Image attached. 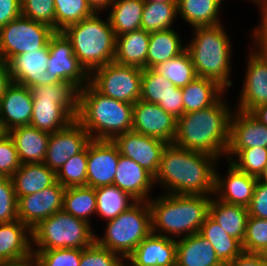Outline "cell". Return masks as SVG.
<instances>
[{"label": "cell", "instance_id": "cell-54", "mask_svg": "<svg viewBox=\"0 0 267 266\" xmlns=\"http://www.w3.org/2000/svg\"><path fill=\"white\" fill-rule=\"evenodd\" d=\"M227 266H267V262L258 253L243 251Z\"/></svg>", "mask_w": 267, "mask_h": 266}, {"label": "cell", "instance_id": "cell-26", "mask_svg": "<svg viewBox=\"0 0 267 266\" xmlns=\"http://www.w3.org/2000/svg\"><path fill=\"white\" fill-rule=\"evenodd\" d=\"M176 244V266H225L212 244L199 233L176 239Z\"/></svg>", "mask_w": 267, "mask_h": 266}, {"label": "cell", "instance_id": "cell-19", "mask_svg": "<svg viewBox=\"0 0 267 266\" xmlns=\"http://www.w3.org/2000/svg\"><path fill=\"white\" fill-rule=\"evenodd\" d=\"M120 157L112 140H91L87 145V186L113 185Z\"/></svg>", "mask_w": 267, "mask_h": 266}, {"label": "cell", "instance_id": "cell-7", "mask_svg": "<svg viewBox=\"0 0 267 266\" xmlns=\"http://www.w3.org/2000/svg\"><path fill=\"white\" fill-rule=\"evenodd\" d=\"M33 113L30 126L54 133L67 127L78 114V90L68 82L30 87Z\"/></svg>", "mask_w": 267, "mask_h": 266}, {"label": "cell", "instance_id": "cell-55", "mask_svg": "<svg viewBox=\"0 0 267 266\" xmlns=\"http://www.w3.org/2000/svg\"><path fill=\"white\" fill-rule=\"evenodd\" d=\"M12 79L9 74L8 63L0 55V99L4 95L7 88L12 84Z\"/></svg>", "mask_w": 267, "mask_h": 266}, {"label": "cell", "instance_id": "cell-21", "mask_svg": "<svg viewBox=\"0 0 267 266\" xmlns=\"http://www.w3.org/2000/svg\"><path fill=\"white\" fill-rule=\"evenodd\" d=\"M32 113L30 88L12 82L0 99V121L4 131L30 125Z\"/></svg>", "mask_w": 267, "mask_h": 266}, {"label": "cell", "instance_id": "cell-37", "mask_svg": "<svg viewBox=\"0 0 267 266\" xmlns=\"http://www.w3.org/2000/svg\"><path fill=\"white\" fill-rule=\"evenodd\" d=\"M96 207L95 188L79 186L65 189L62 208L64 212L82 219L93 226V219L96 217Z\"/></svg>", "mask_w": 267, "mask_h": 266}, {"label": "cell", "instance_id": "cell-64", "mask_svg": "<svg viewBox=\"0 0 267 266\" xmlns=\"http://www.w3.org/2000/svg\"><path fill=\"white\" fill-rule=\"evenodd\" d=\"M6 132L4 131L2 125H1V121H0V137L5 134Z\"/></svg>", "mask_w": 267, "mask_h": 266}, {"label": "cell", "instance_id": "cell-1", "mask_svg": "<svg viewBox=\"0 0 267 266\" xmlns=\"http://www.w3.org/2000/svg\"><path fill=\"white\" fill-rule=\"evenodd\" d=\"M219 161L212 154L167 143L154 177L155 187L162 189L164 194L213 196L215 169Z\"/></svg>", "mask_w": 267, "mask_h": 266}, {"label": "cell", "instance_id": "cell-44", "mask_svg": "<svg viewBox=\"0 0 267 266\" xmlns=\"http://www.w3.org/2000/svg\"><path fill=\"white\" fill-rule=\"evenodd\" d=\"M83 249L32 250L39 266H79Z\"/></svg>", "mask_w": 267, "mask_h": 266}, {"label": "cell", "instance_id": "cell-38", "mask_svg": "<svg viewBox=\"0 0 267 266\" xmlns=\"http://www.w3.org/2000/svg\"><path fill=\"white\" fill-rule=\"evenodd\" d=\"M177 21V2L144 3L141 29L146 32L151 33L176 28L178 27L175 24Z\"/></svg>", "mask_w": 267, "mask_h": 266}, {"label": "cell", "instance_id": "cell-58", "mask_svg": "<svg viewBox=\"0 0 267 266\" xmlns=\"http://www.w3.org/2000/svg\"><path fill=\"white\" fill-rule=\"evenodd\" d=\"M251 114L267 127V104L257 107Z\"/></svg>", "mask_w": 267, "mask_h": 266}, {"label": "cell", "instance_id": "cell-27", "mask_svg": "<svg viewBox=\"0 0 267 266\" xmlns=\"http://www.w3.org/2000/svg\"><path fill=\"white\" fill-rule=\"evenodd\" d=\"M7 133L15 143L21 164L44 162L50 133L30 125L13 128Z\"/></svg>", "mask_w": 267, "mask_h": 266}, {"label": "cell", "instance_id": "cell-61", "mask_svg": "<svg viewBox=\"0 0 267 266\" xmlns=\"http://www.w3.org/2000/svg\"><path fill=\"white\" fill-rule=\"evenodd\" d=\"M258 254L267 262V245L264 246Z\"/></svg>", "mask_w": 267, "mask_h": 266}, {"label": "cell", "instance_id": "cell-62", "mask_svg": "<svg viewBox=\"0 0 267 266\" xmlns=\"http://www.w3.org/2000/svg\"><path fill=\"white\" fill-rule=\"evenodd\" d=\"M145 2L161 3V2H178V0H142Z\"/></svg>", "mask_w": 267, "mask_h": 266}, {"label": "cell", "instance_id": "cell-63", "mask_svg": "<svg viewBox=\"0 0 267 266\" xmlns=\"http://www.w3.org/2000/svg\"><path fill=\"white\" fill-rule=\"evenodd\" d=\"M249 1H251L254 4V6H257L262 0H248V3H249Z\"/></svg>", "mask_w": 267, "mask_h": 266}, {"label": "cell", "instance_id": "cell-33", "mask_svg": "<svg viewBox=\"0 0 267 266\" xmlns=\"http://www.w3.org/2000/svg\"><path fill=\"white\" fill-rule=\"evenodd\" d=\"M181 91L184 113L212 106L226 92L216 81L198 76Z\"/></svg>", "mask_w": 267, "mask_h": 266}, {"label": "cell", "instance_id": "cell-51", "mask_svg": "<svg viewBox=\"0 0 267 266\" xmlns=\"http://www.w3.org/2000/svg\"><path fill=\"white\" fill-rule=\"evenodd\" d=\"M249 216L267 219V185L261 182L255 184L253 197L248 207Z\"/></svg>", "mask_w": 267, "mask_h": 266}, {"label": "cell", "instance_id": "cell-28", "mask_svg": "<svg viewBox=\"0 0 267 266\" xmlns=\"http://www.w3.org/2000/svg\"><path fill=\"white\" fill-rule=\"evenodd\" d=\"M225 0H178V19L190 29L197 26H214L224 23L221 12ZM222 8V9H221ZM181 18V19H180ZM184 21V23H183Z\"/></svg>", "mask_w": 267, "mask_h": 266}, {"label": "cell", "instance_id": "cell-57", "mask_svg": "<svg viewBox=\"0 0 267 266\" xmlns=\"http://www.w3.org/2000/svg\"><path fill=\"white\" fill-rule=\"evenodd\" d=\"M95 13H105L114 0H86Z\"/></svg>", "mask_w": 267, "mask_h": 266}, {"label": "cell", "instance_id": "cell-32", "mask_svg": "<svg viewBox=\"0 0 267 266\" xmlns=\"http://www.w3.org/2000/svg\"><path fill=\"white\" fill-rule=\"evenodd\" d=\"M209 216L219 223L227 234L242 244L249 218L247 207L224 203L213 195Z\"/></svg>", "mask_w": 267, "mask_h": 266}, {"label": "cell", "instance_id": "cell-59", "mask_svg": "<svg viewBox=\"0 0 267 266\" xmlns=\"http://www.w3.org/2000/svg\"><path fill=\"white\" fill-rule=\"evenodd\" d=\"M257 181L267 185V164L265 165L261 174L258 176Z\"/></svg>", "mask_w": 267, "mask_h": 266}, {"label": "cell", "instance_id": "cell-41", "mask_svg": "<svg viewBox=\"0 0 267 266\" xmlns=\"http://www.w3.org/2000/svg\"><path fill=\"white\" fill-rule=\"evenodd\" d=\"M54 2L55 32H61L66 27L76 24L95 13L86 0H54Z\"/></svg>", "mask_w": 267, "mask_h": 266}, {"label": "cell", "instance_id": "cell-49", "mask_svg": "<svg viewBox=\"0 0 267 266\" xmlns=\"http://www.w3.org/2000/svg\"><path fill=\"white\" fill-rule=\"evenodd\" d=\"M20 166L15 143L6 132L0 137V176L11 177Z\"/></svg>", "mask_w": 267, "mask_h": 266}, {"label": "cell", "instance_id": "cell-29", "mask_svg": "<svg viewBox=\"0 0 267 266\" xmlns=\"http://www.w3.org/2000/svg\"><path fill=\"white\" fill-rule=\"evenodd\" d=\"M17 200L22 196L37 193L51 185L56 179V172L44 163L21 164L11 176Z\"/></svg>", "mask_w": 267, "mask_h": 266}, {"label": "cell", "instance_id": "cell-39", "mask_svg": "<svg viewBox=\"0 0 267 266\" xmlns=\"http://www.w3.org/2000/svg\"><path fill=\"white\" fill-rule=\"evenodd\" d=\"M178 88L185 87L197 77L191 56L187 50L153 68Z\"/></svg>", "mask_w": 267, "mask_h": 266}, {"label": "cell", "instance_id": "cell-43", "mask_svg": "<svg viewBox=\"0 0 267 266\" xmlns=\"http://www.w3.org/2000/svg\"><path fill=\"white\" fill-rule=\"evenodd\" d=\"M176 89L177 87L170 80L164 78L154 69H143L141 100L158 104L171 91H175Z\"/></svg>", "mask_w": 267, "mask_h": 266}, {"label": "cell", "instance_id": "cell-35", "mask_svg": "<svg viewBox=\"0 0 267 266\" xmlns=\"http://www.w3.org/2000/svg\"><path fill=\"white\" fill-rule=\"evenodd\" d=\"M199 234L212 244L217 257L225 266L243 252L242 244L227 234L209 215L204 220Z\"/></svg>", "mask_w": 267, "mask_h": 266}, {"label": "cell", "instance_id": "cell-16", "mask_svg": "<svg viewBox=\"0 0 267 266\" xmlns=\"http://www.w3.org/2000/svg\"><path fill=\"white\" fill-rule=\"evenodd\" d=\"M120 155L132 159L154 177L158 173L161 155L166 142L143 134L129 131L112 139Z\"/></svg>", "mask_w": 267, "mask_h": 266}, {"label": "cell", "instance_id": "cell-47", "mask_svg": "<svg viewBox=\"0 0 267 266\" xmlns=\"http://www.w3.org/2000/svg\"><path fill=\"white\" fill-rule=\"evenodd\" d=\"M267 245V219L249 216L242 248L247 253H259Z\"/></svg>", "mask_w": 267, "mask_h": 266}, {"label": "cell", "instance_id": "cell-42", "mask_svg": "<svg viewBox=\"0 0 267 266\" xmlns=\"http://www.w3.org/2000/svg\"><path fill=\"white\" fill-rule=\"evenodd\" d=\"M56 179L65 188L87 186V147L61 166Z\"/></svg>", "mask_w": 267, "mask_h": 266}, {"label": "cell", "instance_id": "cell-17", "mask_svg": "<svg viewBox=\"0 0 267 266\" xmlns=\"http://www.w3.org/2000/svg\"><path fill=\"white\" fill-rule=\"evenodd\" d=\"M227 167H222L221 161L215 169V191L214 196L228 204L249 207L257 178L238 170L233 164L227 161ZM227 168L226 174L222 175V168ZM219 169V170H218Z\"/></svg>", "mask_w": 267, "mask_h": 266}, {"label": "cell", "instance_id": "cell-3", "mask_svg": "<svg viewBox=\"0 0 267 266\" xmlns=\"http://www.w3.org/2000/svg\"><path fill=\"white\" fill-rule=\"evenodd\" d=\"M224 24L191 28L192 37L185 42L197 76L212 79L230 92L229 88L234 87L232 51L235 41L232 43L233 38Z\"/></svg>", "mask_w": 267, "mask_h": 266}, {"label": "cell", "instance_id": "cell-18", "mask_svg": "<svg viewBox=\"0 0 267 266\" xmlns=\"http://www.w3.org/2000/svg\"><path fill=\"white\" fill-rule=\"evenodd\" d=\"M65 187L56 181L53 185L18 199V219L31 230L63 208Z\"/></svg>", "mask_w": 267, "mask_h": 266}, {"label": "cell", "instance_id": "cell-25", "mask_svg": "<svg viewBox=\"0 0 267 266\" xmlns=\"http://www.w3.org/2000/svg\"><path fill=\"white\" fill-rule=\"evenodd\" d=\"M31 254L32 230L19 219L0 223V262L23 259Z\"/></svg>", "mask_w": 267, "mask_h": 266}, {"label": "cell", "instance_id": "cell-8", "mask_svg": "<svg viewBox=\"0 0 267 266\" xmlns=\"http://www.w3.org/2000/svg\"><path fill=\"white\" fill-rule=\"evenodd\" d=\"M104 225L103 234L95 232V242L126 260L140 242L152 233L149 202L137 201Z\"/></svg>", "mask_w": 267, "mask_h": 266}, {"label": "cell", "instance_id": "cell-23", "mask_svg": "<svg viewBox=\"0 0 267 266\" xmlns=\"http://www.w3.org/2000/svg\"><path fill=\"white\" fill-rule=\"evenodd\" d=\"M113 185L137 201H149L154 194V176L132 159L120 155Z\"/></svg>", "mask_w": 267, "mask_h": 266}, {"label": "cell", "instance_id": "cell-50", "mask_svg": "<svg viewBox=\"0 0 267 266\" xmlns=\"http://www.w3.org/2000/svg\"><path fill=\"white\" fill-rule=\"evenodd\" d=\"M259 13V22L256 26H251L247 38L249 45L267 61V17L257 8ZM250 32V33H249Z\"/></svg>", "mask_w": 267, "mask_h": 266}, {"label": "cell", "instance_id": "cell-14", "mask_svg": "<svg viewBox=\"0 0 267 266\" xmlns=\"http://www.w3.org/2000/svg\"><path fill=\"white\" fill-rule=\"evenodd\" d=\"M132 131L173 143L177 133V119L158 104L139 99L133 104Z\"/></svg>", "mask_w": 267, "mask_h": 266}, {"label": "cell", "instance_id": "cell-45", "mask_svg": "<svg viewBox=\"0 0 267 266\" xmlns=\"http://www.w3.org/2000/svg\"><path fill=\"white\" fill-rule=\"evenodd\" d=\"M21 15L55 31L54 0H21Z\"/></svg>", "mask_w": 267, "mask_h": 266}, {"label": "cell", "instance_id": "cell-60", "mask_svg": "<svg viewBox=\"0 0 267 266\" xmlns=\"http://www.w3.org/2000/svg\"><path fill=\"white\" fill-rule=\"evenodd\" d=\"M258 8L266 17H267V0H262L257 6Z\"/></svg>", "mask_w": 267, "mask_h": 266}, {"label": "cell", "instance_id": "cell-20", "mask_svg": "<svg viewBox=\"0 0 267 266\" xmlns=\"http://www.w3.org/2000/svg\"><path fill=\"white\" fill-rule=\"evenodd\" d=\"M48 61V43L41 49L11 57L7 63L12 81L28 88L51 83V75L46 72Z\"/></svg>", "mask_w": 267, "mask_h": 266}, {"label": "cell", "instance_id": "cell-34", "mask_svg": "<svg viewBox=\"0 0 267 266\" xmlns=\"http://www.w3.org/2000/svg\"><path fill=\"white\" fill-rule=\"evenodd\" d=\"M144 2L142 0H114L107 13L115 36L141 29Z\"/></svg>", "mask_w": 267, "mask_h": 266}, {"label": "cell", "instance_id": "cell-48", "mask_svg": "<svg viewBox=\"0 0 267 266\" xmlns=\"http://www.w3.org/2000/svg\"><path fill=\"white\" fill-rule=\"evenodd\" d=\"M18 220V200L11 177L0 176V223Z\"/></svg>", "mask_w": 267, "mask_h": 266}, {"label": "cell", "instance_id": "cell-53", "mask_svg": "<svg viewBox=\"0 0 267 266\" xmlns=\"http://www.w3.org/2000/svg\"><path fill=\"white\" fill-rule=\"evenodd\" d=\"M21 15V0H0V27Z\"/></svg>", "mask_w": 267, "mask_h": 266}, {"label": "cell", "instance_id": "cell-9", "mask_svg": "<svg viewBox=\"0 0 267 266\" xmlns=\"http://www.w3.org/2000/svg\"><path fill=\"white\" fill-rule=\"evenodd\" d=\"M96 229L63 210L32 229V250L85 249L95 242Z\"/></svg>", "mask_w": 267, "mask_h": 266}, {"label": "cell", "instance_id": "cell-13", "mask_svg": "<svg viewBox=\"0 0 267 266\" xmlns=\"http://www.w3.org/2000/svg\"><path fill=\"white\" fill-rule=\"evenodd\" d=\"M242 86L234 105L238 111L251 113L259 106L267 104V61L251 46L246 47ZM238 103V104H237Z\"/></svg>", "mask_w": 267, "mask_h": 266}, {"label": "cell", "instance_id": "cell-2", "mask_svg": "<svg viewBox=\"0 0 267 266\" xmlns=\"http://www.w3.org/2000/svg\"><path fill=\"white\" fill-rule=\"evenodd\" d=\"M226 93L229 95L226 91L212 106L184 113L177 120L173 143L184 149L212 154L224 161L230 141V120L235 110L233 101L225 99L229 97Z\"/></svg>", "mask_w": 267, "mask_h": 266}, {"label": "cell", "instance_id": "cell-31", "mask_svg": "<svg viewBox=\"0 0 267 266\" xmlns=\"http://www.w3.org/2000/svg\"><path fill=\"white\" fill-rule=\"evenodd\" d=\"M186 39L176 28L150 33L149 48L146 57V69L177 57L186 50Z\"/></svg>", "mask_w": 267, "mask_h": 266}, {"label": "cell", "instance_id": "cell-22", "mask_svg": "<svg viewBox=\"0 0 267 266\" xmlns=\"http://www.w3.org/2000/svg\"><path fill=\"white\" fill-rule=\"evenodd\" d=\"M176 239L151 233L126 259V266H176Z\"/></svg>", "mask_w": 267, "mask_h": 266}, {"label": "cell", "instance_id": "cell-36", "mask_svg": "<svg viewBox=\"0 0 267 266\" xmlns=\"http://www.w3.org/2000/svg\"><path fill=\"white\" fill-rule=\"evenodd\" d=\"M95 193L96 217L101 218V222L115 219L121 212L128 210L137 202L129 193L115 185L95 188Z\"/></svg>", "mask_w": 267, "mask_h": 266}, {"label": "cell", "instance_id": "cell-12", "mask_svg": "<svg viewBox=\"0 0 267 266\" xmlns=\"http://www.w3.org/2000/svg\"><path fill=\"white\" fill-rule=\"evenodd\" d=\"M49 61L46 72L51 83L68 82L78 91L90 82V74L75 56L71 42L62 32H55L48 41Z\"/></svg>", "mask_w": 267, "mask_h": 266}, {"label": "cell", "instance_id": "cell-15", "mask_svg": "<svg viewBox=\"0 0 267 266\" xmlns=\"http://www.w3.org/2000/svg\"><path fill=\"white\" fill-rule=\"evenodd\" d=\"M91 140L89 133L75 119L67 127L50 133L43 163L57 172L70 157L82 152Z\"/></svg>", "mask_w": 267, "mask_h": 266}, {"label": "cell", "instance_id": "cell-5", "mask_svg": "<svg viewBox=\"0 0 267 266\" xmlns=\"http://www.w3.org/2000/svg\"><path fill=\"white\" fill-rule=\"evenodd\" d=\"M133 104L100 93L90 82L78 91L76 120L93 140H112L132 131Z\"/></svg>", "mask_w": 267, "mask_h": 266}, {"label": "cell", "instance_id": "cell-52", "mask_svg": "<svg viewBox=\"0 0 267 266\" xmlns=\"http://www.w3.org/2000/svg\"><path fill=\"white\" fill-rule=\"evenodd\" d=\"M158 105L178 120L184 114L181 88L171 91Z\"/></svg>", "mask_w": 267, "mask_h": 266}, {"label": "cell", "instance_id": "cell-30", "mask_svg": "<svg viewBox=\"0 0 267 266\" xmlns=\"http://www.w3.org/2000/svg\"><path fill=\"white\" fill-rule=\"evenodd\" d=\"M150 33L138 29L116 36V63L146 69V57L149 48Z\"/></svg>", "mask_w": 267, "mask_h": 266}, {"label": "cell", "instance_id": "cell-56", "mask_svg": "<svg viewBox=\"0 0 267 266\" xmlns=\"http://www.w3.org/2000/svg\"><path fill=\"white\" fill-rule=\"evenodd\" d=\"M0 266H39L34 254L15 261L0 262Z\"/></svg>", "mask_w": 267, "mask_h": 266}, {"label": "cell", "instance_id": "cell-11", "mask_svg": "<svg viewBox=\"0 0 267 266\" xmlns=\"http://www.w3.org/2000/svg\"><path fill=\"white\" fill-rule=\"evenodd\" d=\"M54 33L49 26L20 15L0 27V55L8 61L18 54L41 49Z\"/></svg>", "mask_w": 267, "mask_h": 266}, {"label": "cell", "instance_id": "cell-6", "mask_svg": "<svg viewBox=\"0 0 267 266\" xmlns=\"http://www.w3.org/2000/svg\"><path fill=\"white\" fill-rule=\"evenodd\" d=\"M61 32L71 42L75 56L89 74L114 61L116 36L107 14L103 18V13H94Z\"/></svg>", "mask_w": 267, "mask_h": 266}, {"label": "cell", "instance_id": "cell-40", "mask_svg": "<svg viewBox=\"0 0 267 266\" xmlns=\"http://www.w3.org/2000/svg\"><path fill=\"white\" fill-rule=\"evenodd\" d=\"M238 170L258 178L267 164V148L228 149L225 159Z\"/></svg>", "mask_w": 267, "mask_h": 266}, {"label": "cell", "instance_id": "cell-24", "mask_svg": "<svg viewBox=\"0 0 267 266\" xmlns=\"http://www.w3.org/2000/svg\"><path fill=\"white\" fill-rule=\"evenodd\" d=\"M267 148V127L251 113L234 110L228 149Z\"/></svg>", "mask_w": 267, "mask_h": 266}, {"label": "cell", "instance_id": "cell-4", "mask_svg": "<svg viewBox=\"0 0 267 266\" xmlns=\"http://www.w3.org/2000/svg\"><path fill=\"white\" fill-rule=\"evenodd\" d=\"M212 196L164 194L157 191L148 202L152 233L179 239L199 233L209 215Z\"/></svg>", "mask_w": 267, "mask_h": 266}, {"label": "cell", "instance_id": "cell-46", "mask_svg": "<svg viewBox=\"0 0 267 266\" xmlns=\"http://www.w3.org/2000/svg\"><path fill=\"white\" fill-rule=\"evenodd\" d=\"M79 266H126V260L94 242L82 250Z\"/></svg>", "mask_w": 267, "mask_h": 266}, {"label": "cell", "instance_id": "cell-10", "mask_svg": "<svg viewBox=\"0 0 267 266\" xmlns=\"http://www.w3.org/2000/svg\"><path fill=\"white\" fill-rule=\"evenodd\" d=\"M143 69L115 61L90 74V83L103 95L135 104L141 97Z\"/></svg>", "mask_w": 267, "mask_h": 266}]
</instances>
